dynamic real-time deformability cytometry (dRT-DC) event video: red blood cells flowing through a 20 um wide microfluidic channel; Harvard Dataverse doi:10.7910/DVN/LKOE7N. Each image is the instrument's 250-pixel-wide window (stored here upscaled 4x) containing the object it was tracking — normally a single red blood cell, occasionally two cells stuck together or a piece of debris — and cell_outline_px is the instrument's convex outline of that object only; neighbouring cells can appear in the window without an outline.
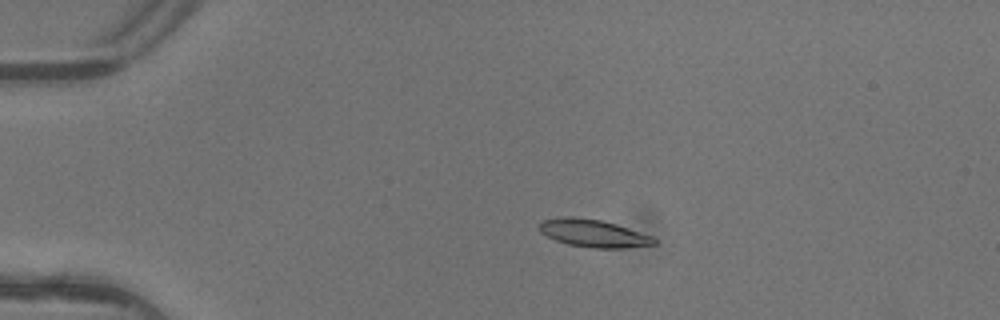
{"species": "common noctule bat (a hibernating species)", "species_latin": "Nyctalus noctula", "temperature_condition": "warm", "stored_images_in_passage": 6, "camera_frame_rate_fps": 3000, "um_per_image_px": 0.085, "animal": {"sex": "female"}, "frame": {"image": 1, "passage_image": 3, "time_ms": 0.667, "image_size_px": [1000, 320], "cell_outline_px": [[656, 244], [620, 248], [596, 248], [568, 244], [556, 240], [540, 232], [536, 228], [544, 220], [564, 216], [572, 216], [600, 220], [616, 224], [652, 236], [656, 240]], "centroid_in_image_um": [50.41, 19.82], "position_along_channel_um": 34.6, "area_um2": 18.26}}
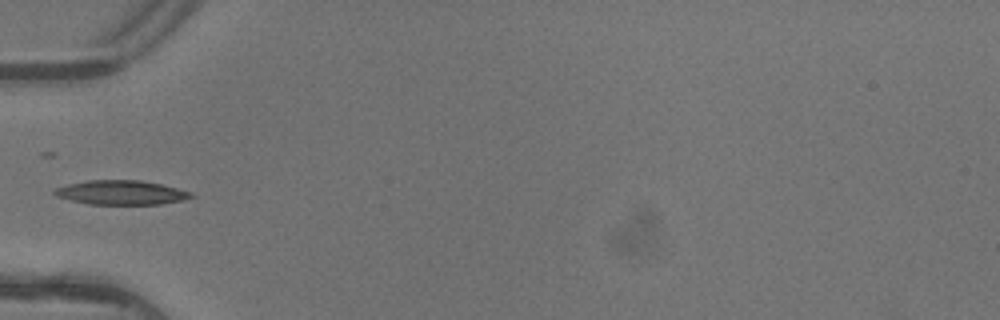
{"frame": {"image": 2, "passage_image": 5, "time_ms": 1.333, "image_size_px": [1000, 320], "cell_outline_px": [[196, 196], [184, 200], [160, 204], [88, 204], [56, 196], [52, 192], [56, 188], [68, 184], [88, 180], [140, 180], [160, 184], [192, 192]], "centroid_in_image_um": [10.32, 16.36], "position_along_channel_um": 74.7, "area_um2": 19.25}}
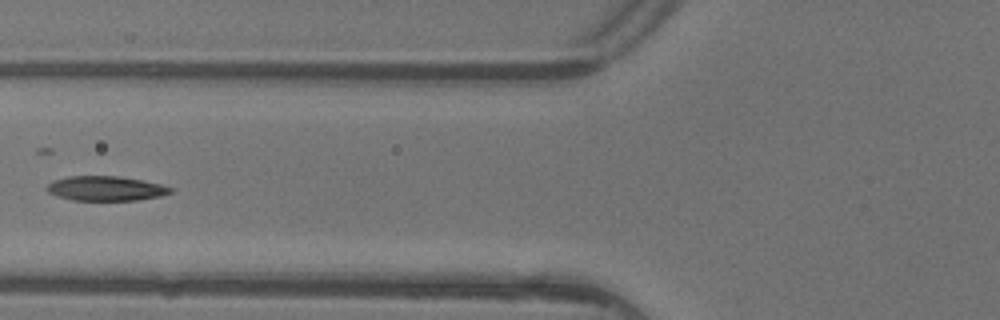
{"frame": {"image": 3, "passage_image": 6, "time_ms": 1.667, "image_size_px": [1000, 320], "cell_outline_px": [[172, 192], [160, 196], [136, 200], [72, 200], [56, 196], [48, 192], [44, 188], [48, 184], [56, 180], [68, 176], [120, 176], [160, 184], [172, 188]], "centroid_in_image_um": [8.95, 16.02], "position_along_channel_um": 116.8, "area_um2": 17.63}}